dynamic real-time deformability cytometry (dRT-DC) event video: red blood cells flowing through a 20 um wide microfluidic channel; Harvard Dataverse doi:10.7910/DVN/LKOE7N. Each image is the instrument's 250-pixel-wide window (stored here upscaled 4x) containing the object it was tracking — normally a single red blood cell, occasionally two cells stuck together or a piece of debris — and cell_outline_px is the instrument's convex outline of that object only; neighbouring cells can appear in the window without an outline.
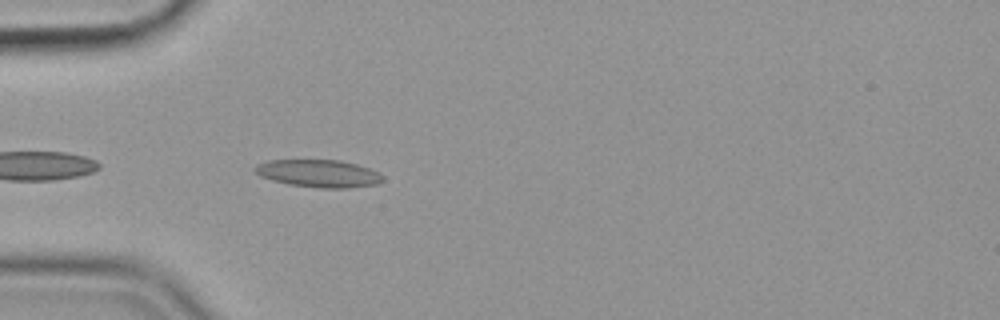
{"species": "common noctule bat (a hibernating species)", "species_latin": "Nyctalus noctula", "temperature_condition": "cold", "stored_images_in_passage": 36, "camera_frame_rate_fps": 3000, "um_per_image_px": 0.085, "animal": {"sex": "female", "body_mass_g": 19.9}, "frame": {"image": 1, "passage_image": 3, "time_ms": 0.667, "image_size_px": [1000, 320], "cell_outline_px": [[384, 180], [376, 184], [348, 188], [320, 188], [288, 184], [272, 180], [260, 176], [252, 168], [256, 164], [268, 160], [340, 160], [356, 164], [380, 172], [384, 176]], "centroid_in_image_um": [27.08, 14.74], "position_along_channel_um": 57.9, "area_um2": 20.63}}
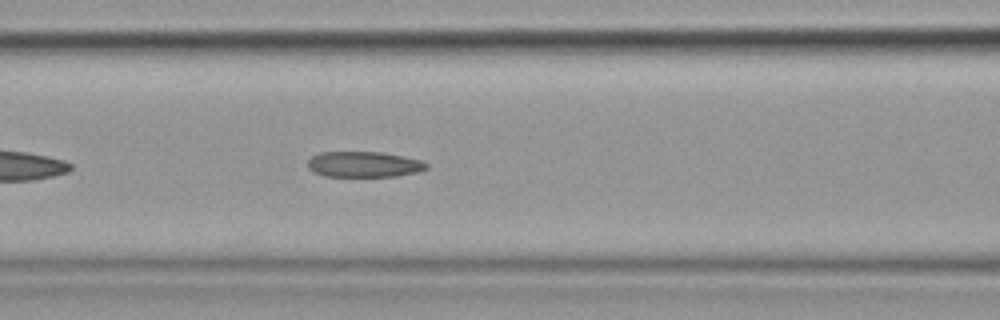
{"frame": {"image": 2, "passage_image": 10, "time_ms": 3.0, "image_size_px": [1000, 320], "cell_outline_px": [[428, 168], [416, 172], [396, 176], [324, 176], [312, 172], [308, 168], [308, 160], [312, 156], [320, 152], [384, 152], [404, 156], [420, 160], [428, 164]], "centroid_in_image_um": [30.91, 13.96], "position_along_channel_um": 135.7, "area_um2": 17.8}}
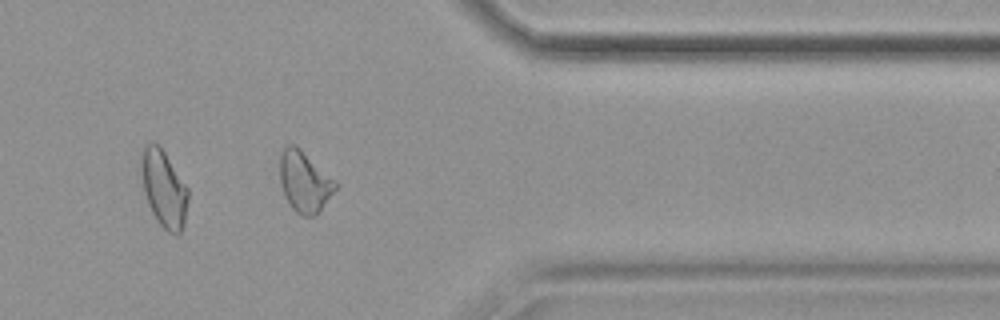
{"frame": {"image": 3, "passage_image": 32, "time_ms": 10.333, "image_size_px": [1000, 320], "cell_outline_px": [[336, 188], [320, 212], [316, 216], [300, 216], [292, 208], [284, 196], [280, 184], [280, 156], [284, 148], [288, 144], [296, 144], [336, 180]], "centroid_in_image_um": [25.88, 15.45], "position_along_channel_um": 385.5, "area_um2": 19.94}, "authors_computed_cell_mechanics": {"area_um2": 18.4382, "velocity_mm_per_s": 3.5656, "shape_relaxation_time_tau1_ms": null, "shape_relaxation_time_tau2_ms": 4.9109, "deformation_change_tau1": null, "deformation_change_tau2": 0.1358}}